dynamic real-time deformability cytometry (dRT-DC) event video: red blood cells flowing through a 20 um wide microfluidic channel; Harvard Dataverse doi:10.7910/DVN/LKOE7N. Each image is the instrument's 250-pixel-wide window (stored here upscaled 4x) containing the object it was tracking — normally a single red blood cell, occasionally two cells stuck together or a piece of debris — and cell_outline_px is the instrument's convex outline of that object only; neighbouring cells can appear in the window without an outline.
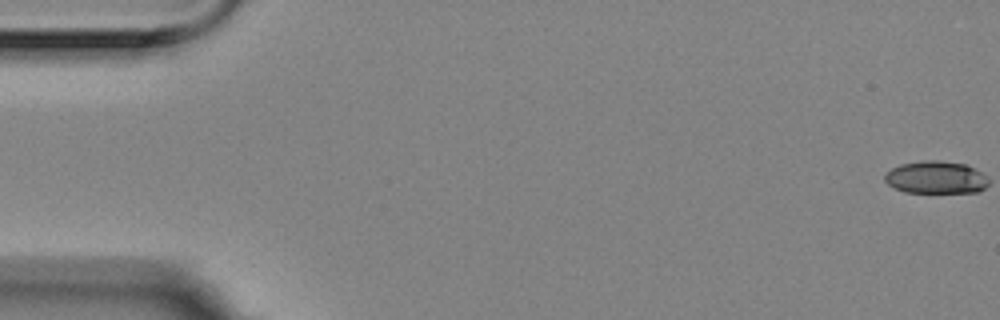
{"species": "Egyptian fruit bat (a non-hibernating species)", "species_latin": "Rousettus aegyptiacus", "temperature_condition": "room temperature", "stored_images_in_passage": 57, "camera_frame_rate_fps": 3000, "um_per_image_px": 0.085, "animal": {"sex": "female"}, "frame": {"image": 1, "passage_image": 1, "time_ms": 0.0, "image_size_px": [1000, 320], "cell_outline_px": [[980, 188], [964, 192], [912, 192], [900, 188], [892, 184], [896, 168], [908, 164], [960, 164], [968, 168]], "centroid_in_image_um": [79.45, 15.15], "position_along_channel_um": 5.5, "area_um2": 15.2}}
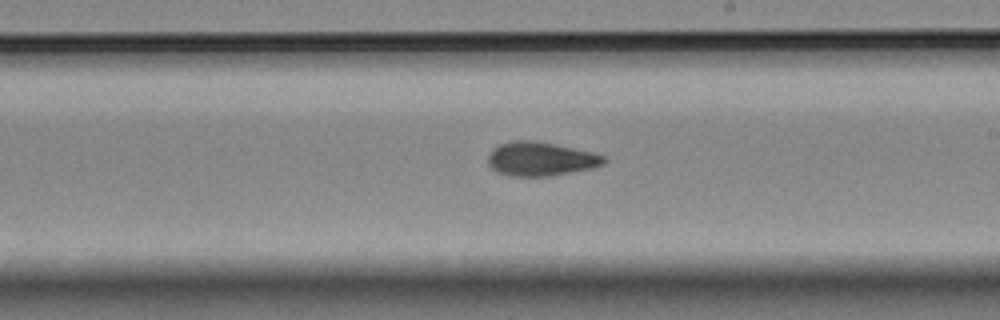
{"frame": {"image": 2, "passage_image": 33, "time_ms": 10.667, "image_size_px": [1000, 320], "cell_outline_px": [[600, 160], [592, 164], [572, 168], [548, 172], [520, 172], [504, 168], [496, 164], [496, 152], [500, 148], [556, 148], [596, 156]], "centroid_in_image_um": [46.04, 13.55], "position_along_channel_um": 243.0, "area_um2": 14.16}}
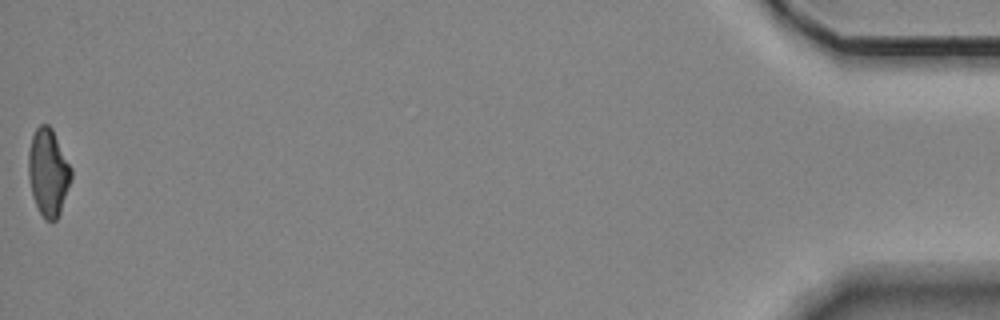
{"frame": {"image": 3, "passage_image": 57, "time_ms": 18.667, "image_size_px": [1000, 320], "cell_outline_px": [[68, 180], [56, 216], [52, 220], [44, 216], [36, 200], [32, 184], [32, 144], [36, 132], [40, 128], [48, 128], [52, 132], [68, 168]], "centroid_in_image_um": [4.1, 14.68], "position_along_channel_um": 431.1, "area_um2": 17.4}}